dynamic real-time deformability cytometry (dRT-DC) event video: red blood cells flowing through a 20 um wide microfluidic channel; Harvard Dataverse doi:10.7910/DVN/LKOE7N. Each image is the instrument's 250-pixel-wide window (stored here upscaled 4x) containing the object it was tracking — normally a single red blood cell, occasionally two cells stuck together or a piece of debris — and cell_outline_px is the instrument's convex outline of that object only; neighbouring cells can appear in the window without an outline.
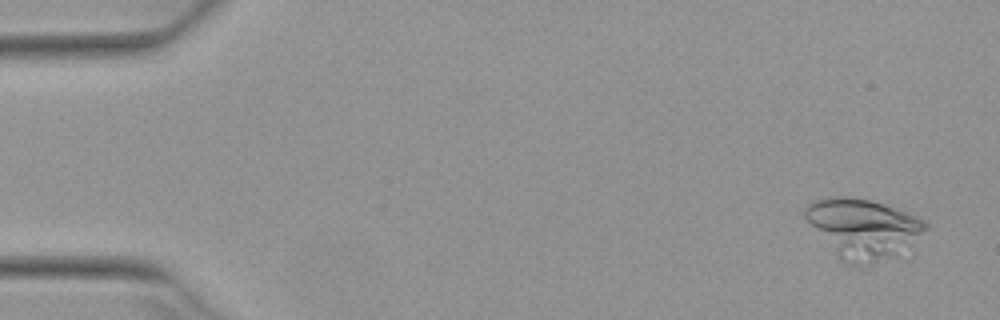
{"species": "Egyptian fruit bat (a non-hibernating species)", "species_latin": "Rousettus aegyptiacus", "temperature_condition": "warm", "stored_images_in_passage": 7, "camera_frame_rate_fps": 3000, "um_per_image_px": 0.085, "animal": {"sex": "female"}, "frame": {"image": 1, "passage_image": 1, "time_ms": 0.0, "image_size_px": [1000, 320], "cell_outline_px": [[928, 228], [892, 252], [852, 268], [844, 264], [840, 260], [804, 216], [804, 208], [812, 200], [868, 200], [884, 204], [916, 216], [924, 220], [928, 224]], "centroid_in_image_um": [73.27, 19.41], "position_along_channel_um": 11.7, "area_um2": 38.78}}
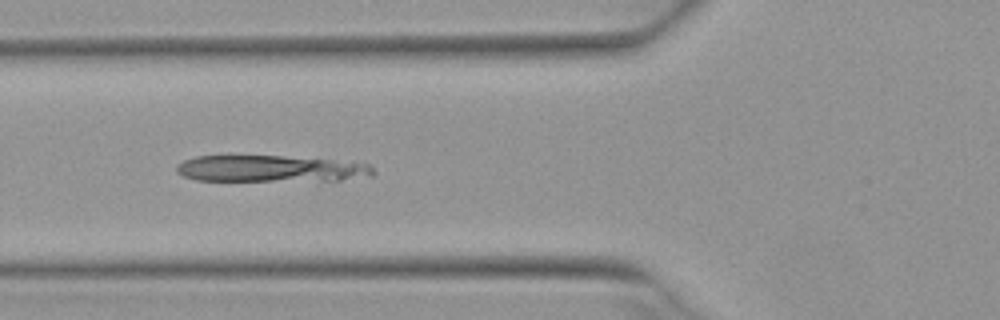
{"frame": {"image": 2, "passage_image": 6, "time_ms": 1.667, "image_size_px": [1000, 320], "cell_outline_px": [[376, 172], [372, 176], [340, 180], [196, 180], [184, 176], [176, 172], [176, 164], [184, 160], [196, 156], [284, 156], [352, 160], [368, 164]], "centroid_in_image_um": [23.08, 14.32], "position_along_channel_um": 102.7, "area_um2": 30.63}}